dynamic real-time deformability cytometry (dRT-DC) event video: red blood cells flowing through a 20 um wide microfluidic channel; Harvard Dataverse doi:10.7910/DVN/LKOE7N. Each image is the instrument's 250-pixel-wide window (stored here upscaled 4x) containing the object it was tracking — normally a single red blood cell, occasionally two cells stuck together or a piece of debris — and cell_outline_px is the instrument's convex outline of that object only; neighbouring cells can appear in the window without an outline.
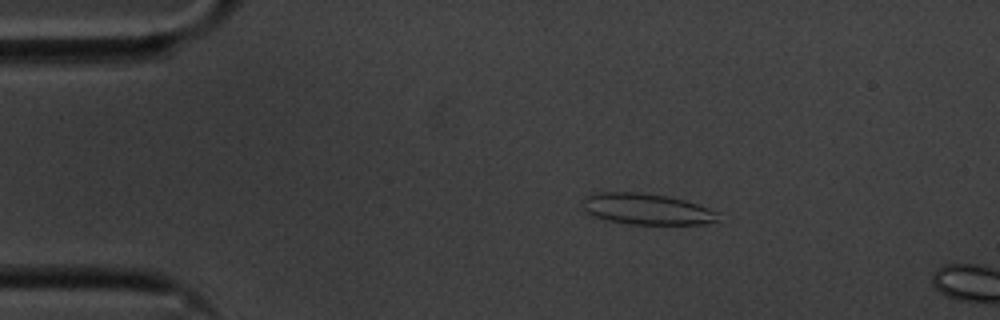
{"species": "common noctule bat (a hibernating species)", "species_latin": "Nyctalus noctula", "temperature_condition": "cold", "stored_images_in_passage": 12, "camera_frame_rate_fps": 3000, "um_per_image_px": 0.085, "animal": {"sex": "male", "body_mass_g": 20.1, "forearm_length_mm": 53.5}, "frame": {"image": 1, "passage_image": 9, "time_ms": 2.667, "image_size_px": [1000, 320], "cell_outline_px": [[716, 220], [704, 224], [628, 224], [608, 220], [596, 216], [588, 212], [584, 208], [584, 196], [592, 192], [636, 192], [668, 196], [684, 200], [708, 208], [716, 212]], "centroid_in_image_um": [54.92, 17.76], "position_along_channel_um": 30.1, "area_um2": 24.16}}